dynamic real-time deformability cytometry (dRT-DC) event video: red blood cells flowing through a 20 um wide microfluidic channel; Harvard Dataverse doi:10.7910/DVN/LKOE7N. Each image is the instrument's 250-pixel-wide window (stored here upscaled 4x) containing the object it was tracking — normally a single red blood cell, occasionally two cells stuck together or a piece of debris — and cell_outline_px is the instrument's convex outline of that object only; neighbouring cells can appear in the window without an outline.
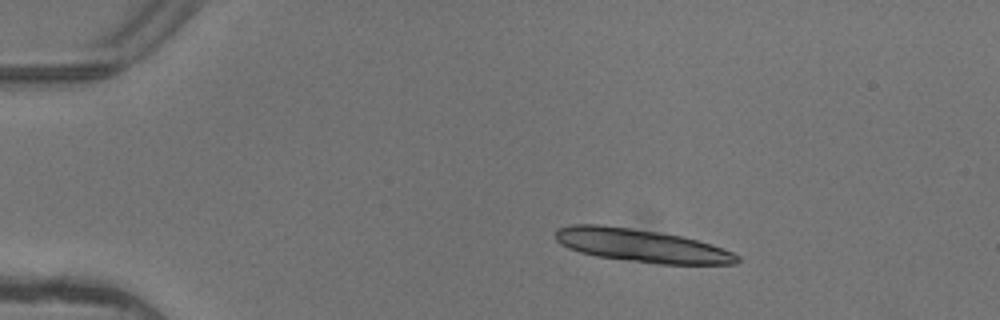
{"species": "common noctule bat (a hibernating species)", "species_latin": "Nyctalus noctula", "temperature_condition": "warm", "stored_images_in_passage": 4, "camera_frame_rate_fps": 3000, "um_per_image_px": 0.085, "animal": {"sex": "female"}, "frame": {"image": 1, "passage_image": 3, "time_ms": 0.667, "image_size_px": [1000, 320], "cell_outline_px": [[740, 260], [736, 264], [660, 264], [596, 256], [580, 252], [568, 248], [560, 244], [556, 240], [556, 228], [572, 224], [600, 224], [660, 232], [680, 236], [712, 244], [724, 248], [740, 256]], "centroid_in_image_um": [54.52, 20.87], "position_along_channel_um": 30.5, "area_um2": 34.97}}